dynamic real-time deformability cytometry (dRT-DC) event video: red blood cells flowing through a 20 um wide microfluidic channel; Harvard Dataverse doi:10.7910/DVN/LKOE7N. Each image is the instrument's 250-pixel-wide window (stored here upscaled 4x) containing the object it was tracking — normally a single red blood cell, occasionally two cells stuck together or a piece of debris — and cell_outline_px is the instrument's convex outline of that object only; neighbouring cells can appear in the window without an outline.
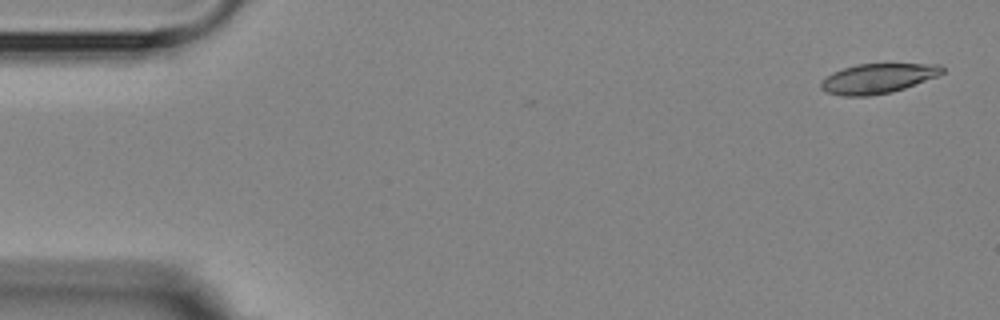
{"species": "Egyptian fruit bat (a non-hibernating species)", "species_latin": "Rousettus aegyptiacus", "temperature_condition": "room temperature", "stored_images_in_passage": 2, "camera_frame_rate_fps": 3000, "um_per_image_px": 0.085, "animal": {"sex": "female"}, "frame": {"image": 1, "passage_image": 1, "time_ms": 0.0, "image_size_px": [1000, 320], "cell_outline_px": [[944, 72], [936, 76], [904, 88], [892, 92], [868, 96], [844, 96], [824, 92], [820, 88], [820, 80], [832, 72], [856, 64], [940, 64], [944, 68]], "centroid_in_image_um": [74.55, 6.67], "position_along_channel_um": 10.4, "area_um2": 21.04}}